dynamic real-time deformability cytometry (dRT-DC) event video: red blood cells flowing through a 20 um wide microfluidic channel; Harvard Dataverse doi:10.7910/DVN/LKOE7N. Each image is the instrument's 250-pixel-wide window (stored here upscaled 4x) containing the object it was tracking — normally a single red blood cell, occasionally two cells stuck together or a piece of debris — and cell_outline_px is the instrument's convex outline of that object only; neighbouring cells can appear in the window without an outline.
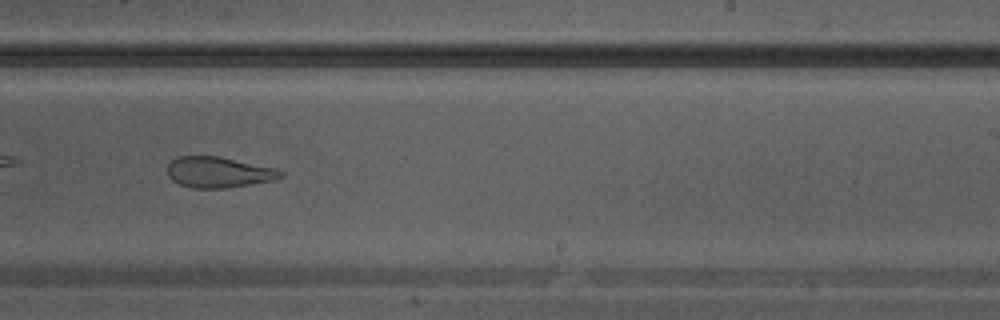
{"species": "Egyptian fruit bat (a non-hibernating species)", "species_latin": "Rousettus aegyptiacus", "temperature_condition": "warm", "stored_images_in_passage": 20, "camera_frame_rate_fps": 3000, "um_per_image_px": 0.085, "animal": {"sex": "male"}, "frame": {"image": 1, "passage_image": 12, "time_ms": 3.667, "image_size_px": [1000, 320], "cell_outline_px": [[284, 176], [276, 180], [224, 188], [192, 188], [180, 184], [172, 180], [168, 176], [168, 164], [176, 156], [220, 156], [276, 168], [284, 172]], "centroid_in_image_um": [18.6, 14.63], "position_along_channel_um": 270.4, "area_um2": 20.46}}